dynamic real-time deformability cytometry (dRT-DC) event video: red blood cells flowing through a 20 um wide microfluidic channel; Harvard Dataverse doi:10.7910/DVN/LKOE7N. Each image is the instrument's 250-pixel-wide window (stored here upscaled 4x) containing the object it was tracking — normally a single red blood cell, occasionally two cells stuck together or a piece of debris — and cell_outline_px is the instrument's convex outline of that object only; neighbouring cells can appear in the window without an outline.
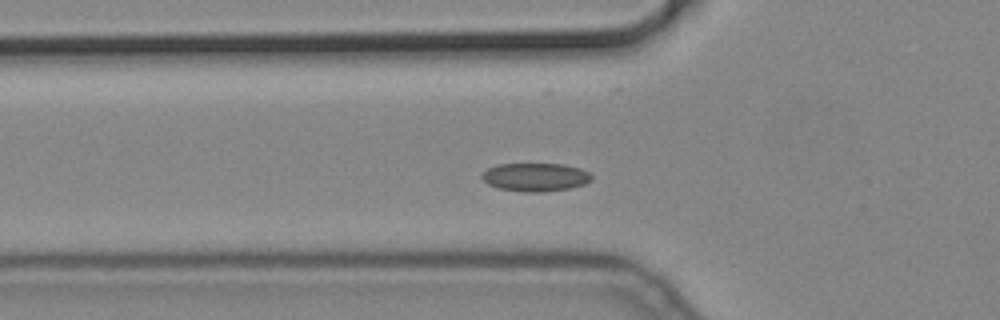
{"species": "common noctule bat (a hibernating species)", "species_latin": "Nyctalus noctula", "temperature_condition": "cold", "stored_images_in_passage": 33, "camera_frame_rate_fps": 3000, "um_per_image_px": 0.085, "animal": {"sex": "male", "body_mass_g": 19.2, "forearm_length_mm": 51.8}, "frame": {"image": 1, "passage_image": 2, "time_ms": 0.333, "image_size_px": [1000, 320], "cell_outline_px": [[592, 180], [584, 184], [568, 188], [544, 192], [524, 192], [500, 188], [488, 184], [480, 176], [488, 168], [500, 164], [564, 164], [580, 168], [588, 172], [592, 176]], "centroid_in_image_um": [45.52, 15.05], "position_along_channel_um": 80.3, "area_um2": 17.98}}
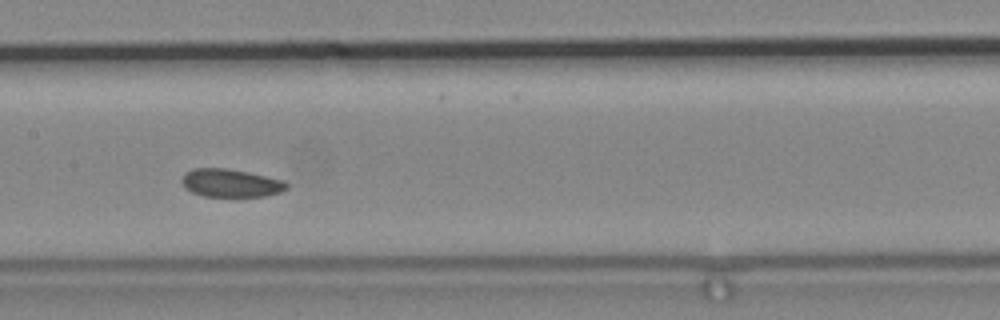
{"frame": {"image": 2, "passage_image": 11, "time_ms": 3.333, "image_size_px": [1000, 320], "cell_outline_px": [[288, 188], [280, 192], [264, 196], [204, 196], [192, 192], [184, 188], [180, 180], [184, 172], [192, 168], [228, 168], [248, 172], [284, 180], [288, 184]], "centroid_in_image_um": [19.57, 15.54], "position_along_channel_um": 187.8, "area_um2": 17.28}}
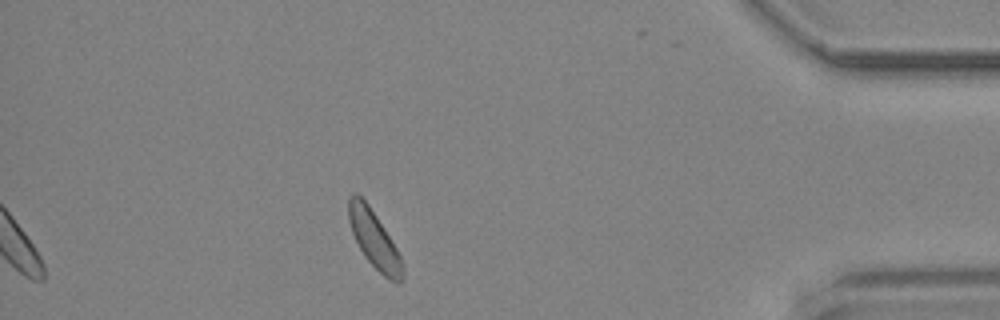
{"frame": {"image": 3, "passage_image": 33, "time_ms": 10.667, "image_size_px": [1000, 320], "cell_outline_px": [[404, 280], [396, 284], [388, 280], [364, 256], [352, 232], [348, 220], [348, 196], [352, 192], [356, 192], [368, 204], [376, 216], [396, 248], [400, 256], [404, 268]], "centroid_in_image_um": [31.8, 20.36], "position_along_channel_um": 403.4, "area_um2": 17.92}}